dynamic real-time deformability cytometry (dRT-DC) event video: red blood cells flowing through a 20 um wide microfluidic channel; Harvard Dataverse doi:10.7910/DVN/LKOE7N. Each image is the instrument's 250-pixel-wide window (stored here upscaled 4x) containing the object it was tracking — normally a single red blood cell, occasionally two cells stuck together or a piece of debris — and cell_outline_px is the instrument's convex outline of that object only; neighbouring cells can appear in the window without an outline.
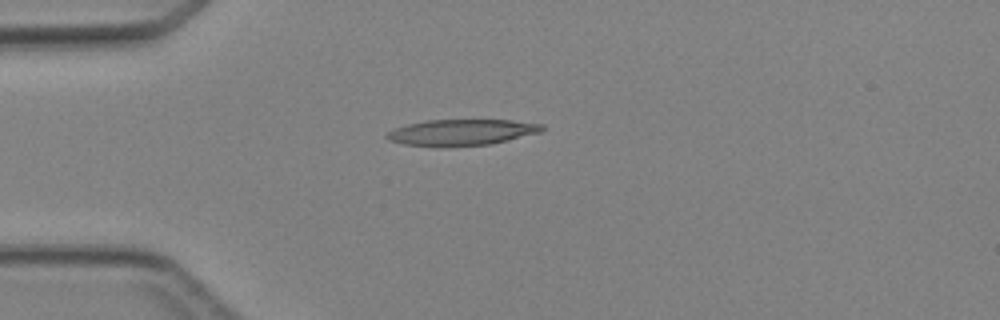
{"species": "Egyptian fruit bat (a non-hibernating species)", "species_latin": "Rousettus aegyptiacus", "temperature_condition": "cold", "stored_images_in_passage": 1, "camera_frame_rate_fps": 3000, "um_per_image_px": 0.085, "animal": {"sex": "female"}, "frame": {"image": 1, "passage_image": 1, "time_ms": 0.0, "image_size_px": [1000, 320], "cell_outline_px": [[544, 128], [540, 132], [492, 144], [404, 144], [388, 140], [384, 136], [392, 128], [408, 124], [428, 120], [512, 120], [544, 124]], "centroid_in_image_um": [39.27, 11.2], "position_along_channel_um": 45.7, "area_um2": 22.72}}